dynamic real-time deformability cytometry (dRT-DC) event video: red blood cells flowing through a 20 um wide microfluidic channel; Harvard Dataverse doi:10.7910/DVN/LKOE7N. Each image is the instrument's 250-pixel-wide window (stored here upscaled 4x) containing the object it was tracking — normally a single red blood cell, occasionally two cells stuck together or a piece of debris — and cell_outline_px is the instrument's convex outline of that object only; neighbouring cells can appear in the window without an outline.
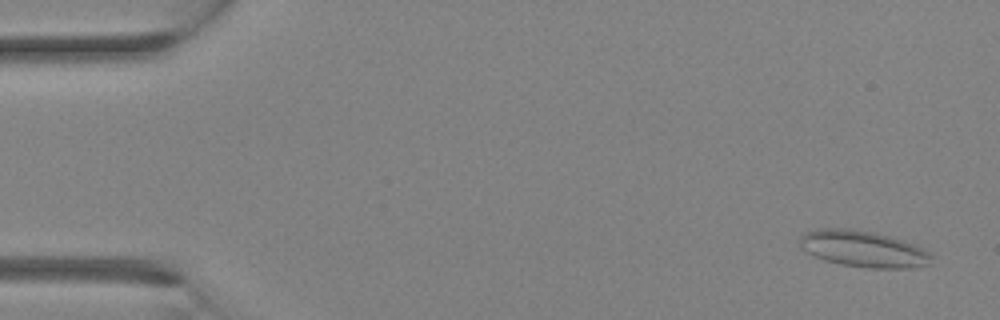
{"species": "Egyptian fruit bat (a non-hibernating species)", "species_latin": "Rousettus aegyptiacus", "temperature_condition": "room temperature", "stored_images_in_passage": 3, "camera_frame_rate_fps": 3000, "um_per_image_px": 0.085, "animal": {"sex": "female"}, "frame": {"image": 1, "passage_image": 1, "time_ms": 0.0, "image_size_px": [1000, 320], "cell_outline_px": [[936, 256], [928, 264], [912, 268], [868, 268], [840, 264], [824, 260], [800, 248], [800, 236], [804, 232], [820, 228], [852, 228], [876, 232], [924, 248], [932, 252]], "centroid_in_image_um": [73.4, 21.15], "position_along_channel_um": 11.6, "area_um2": 28.15}}